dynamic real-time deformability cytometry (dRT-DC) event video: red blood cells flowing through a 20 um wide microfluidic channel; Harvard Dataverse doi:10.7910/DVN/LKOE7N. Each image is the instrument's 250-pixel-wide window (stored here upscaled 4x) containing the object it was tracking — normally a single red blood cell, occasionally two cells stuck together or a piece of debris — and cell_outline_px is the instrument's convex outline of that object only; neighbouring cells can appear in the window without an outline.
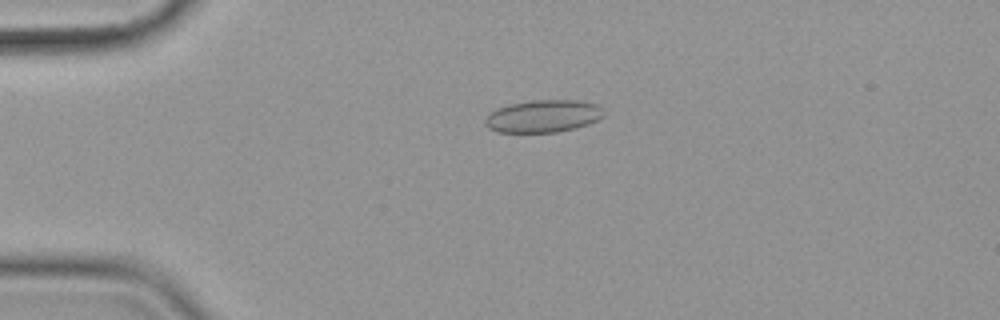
{"species": "common noctule bat (a hibernating species)", "species_latin": "Nyctalus noctula", "temperature_condition": "cold", "stored_images_in_passage": 5, "camera_frame_rate_fps": 3000, "um_per_image_px": 0.085, "animal": {"sex": "female", "body_mass_g": 19.9}, "frame": {"image": 1, "passage_image": 4, "time_ms": 3.667, "image_size_px": [1000, 320], "cell_outline_px": [[604, 116], [588, 124], [576, 128], [556, 132], [496, 132], [488, 128], [484, 124], [484, 120], [496, 108], [508, 104], [532, 100], [576, 100], [596, 104], [604, 112]], "centroid_in_image_um": [46.14, 9.87], "position_along_channel_um": 38.9, "area_um2": 22.43}}